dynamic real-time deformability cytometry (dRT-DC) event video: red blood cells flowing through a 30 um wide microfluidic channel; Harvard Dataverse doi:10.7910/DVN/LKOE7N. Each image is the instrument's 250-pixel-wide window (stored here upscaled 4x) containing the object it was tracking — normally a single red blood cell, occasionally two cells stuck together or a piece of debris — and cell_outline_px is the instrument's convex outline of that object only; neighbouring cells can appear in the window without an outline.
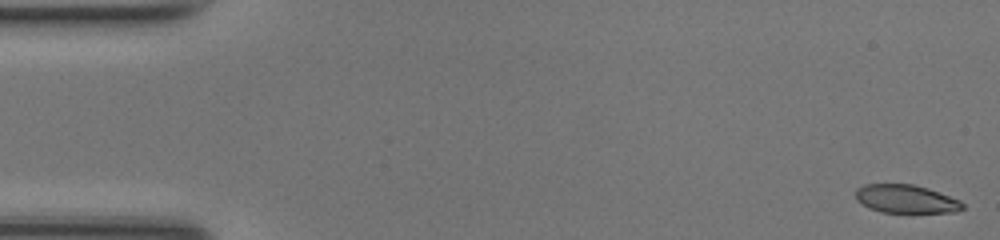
{"species": "common noctule bat (a hibernating species)", "species_latin": "Nyctalus noctula", "temperature_condition": "room temperature", "stored_images_in_passage": 50, "segment_of_instrument_passage": [1, 2], "camera_frame_rate_fps": 3000, "um_per_image_px": 0.085, "animal": {"sex": "female", "body_mass_g": 17.0, "forearm_length_mm": 48.0}, "frame": {"image": 1, "passage_image": 1, "time_ms": 0.0, "image_size_px": [1000, 240], "cell_outline_px": [[964, 208], [956, 212], [880, 212], [868, 208], [856, 200], [856, 188], [864, 184], [912, 184], [928, 188], [960, 200], [964, 204]], "centroid_in_image_um": [76.99, 16.91], "position_along_channel_um": 8.0, "area_um2": 17.69}}
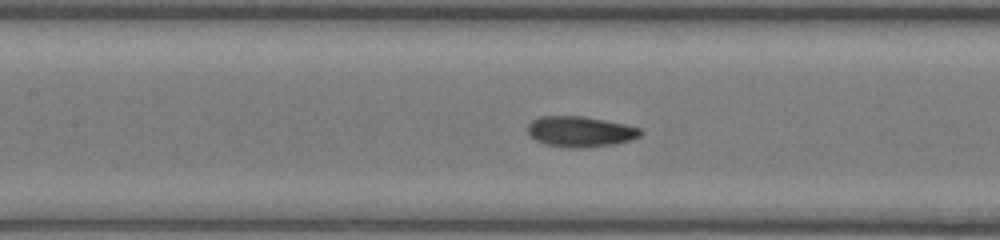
{"frame": {"image": 2, "passage_image": 22, "time_ms": 7.0, "image_size_px": [1000, 240], "cell_outline_px": [[644, 132], [640, 136], [632, 140], [616, 144], [588, 148], [568, 148], [544, 144], [528, 136], [528, 124], [532, 120], [540, 116], [584, 116], [624, 124], [640, 128]], "centroid_in_image_um": [49.32, 11.2], "position_along_channel_um": 158.1, "area_um2": 20.46}}
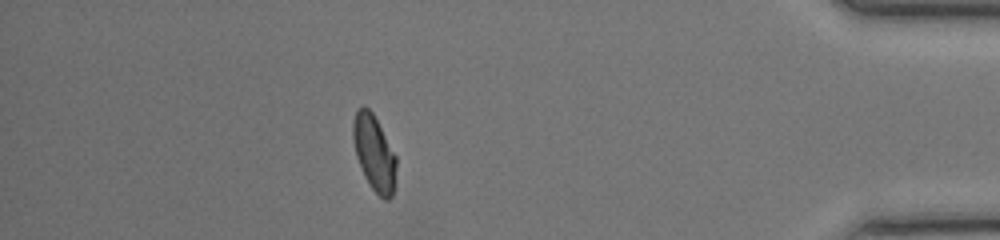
{"frame": {"image": 3, "passage_image": 43, "time_ms": 14.0, "image_size_px": [1000, 240], "cell_outline_px": [[396, 168], [392, 196], [388, 200], [384, 200], [372, 188], [364, 176], [356, 156], [352, 140], [352, 120], [356, 108], [360, 104], [364, 104], [372, 112], [396, 156]], "centroid_in_image_um": [31.76, 12.94], "position_along_channel_um": 403.4, "area_um2": 19.13}}